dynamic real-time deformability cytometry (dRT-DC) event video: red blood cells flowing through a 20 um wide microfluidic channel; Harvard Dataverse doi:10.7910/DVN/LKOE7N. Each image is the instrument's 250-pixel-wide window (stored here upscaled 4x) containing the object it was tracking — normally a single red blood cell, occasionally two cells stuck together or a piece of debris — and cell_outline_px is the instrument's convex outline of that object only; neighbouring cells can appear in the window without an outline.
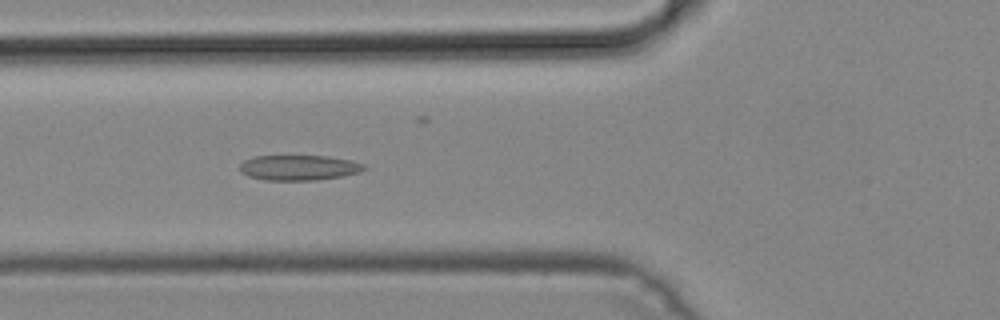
{"species": "common noctule bat (a hibernating species)", "species_latin": "Nyctalus noctula", "temperature_condition": "cold", "stored_images_in_passage": 12, "camera_frame_rate_fps": 3000, "um_per_image_px": 0.085, "animal": {"sex": "male", "body_mass_g": 19.2, "forearm_length_mm": 51.8}, "frame": {"image": 1, "passage_image": 6, "time_ms": 1.667, "image_size_px": [1000, 320], "cell_outline_px": [[368, 168], [360, 172], [340, 176], [316, 180], [268, 180], [248, 176], [240, 172], [240, 164], [244, 160], [256, 156], [328, 156], [352, 160], [364, 164]], "centroid_in_image_um": [25.42, 14.24], "position_along_channel_um": 100.4, "area_um2": 18.26}}
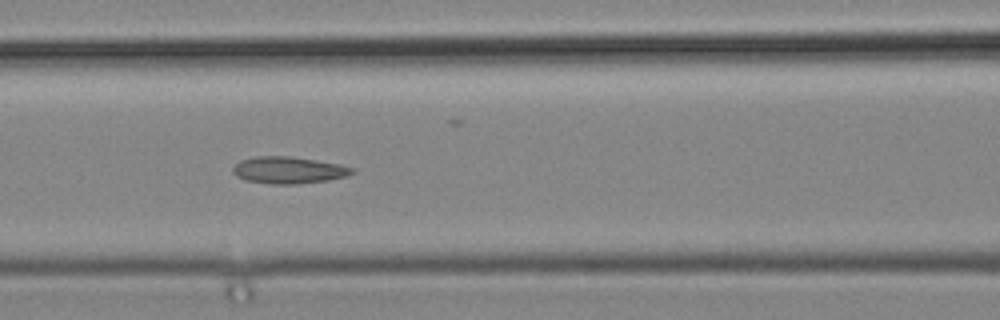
{"frame": {"image": 2, "passage_image": 9, "time_ms": 2.667, "image_size_px": [1000, 320], "cell_outline_px": [[356, 172], [348, 176], [328, 180], [296, 184], [268, 184], [244, 180], [236, 176], [232, 172], [232, 168], [240, 160], [256, 156], [292, 156], [340, 164], [356, 168]], "centroid_in_image_um": [24.55, 14.46], "position_along_channel_um": 142.1, "area_um2": 18.96}}